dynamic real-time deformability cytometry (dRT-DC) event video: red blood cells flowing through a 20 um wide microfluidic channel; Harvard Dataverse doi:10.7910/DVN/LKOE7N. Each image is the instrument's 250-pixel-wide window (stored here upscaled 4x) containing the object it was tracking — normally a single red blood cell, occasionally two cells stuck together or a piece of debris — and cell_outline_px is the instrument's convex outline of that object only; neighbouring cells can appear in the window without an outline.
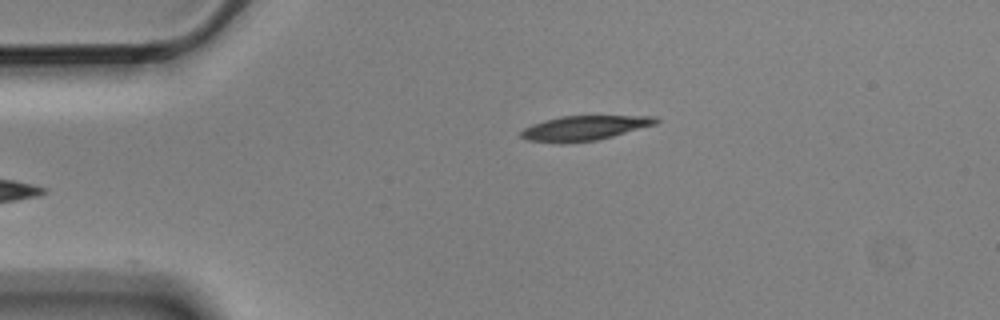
{"species": "Egyptian fruit bat (a non-hibernating species)", "species_latin": "Rousettus aegyptiacus", "temperature_condition": "cold", "stored_images_in_passage": 4, "camera_frame_rate_fps": 3000, "um_per_image_px": 0.085, "animal": {"sex": "male"}, "frame": {"image": 1, "passage_image": 4, "time_ms": 1.0, "image_size_px": [1000, 320], "cell_outline_px": [[660, 120], [656, 124], [612, 136], [596, 140], [564, 144], [560, 144], [528, 140], [520, 136], [520, 132], [524, 128], [532, 124], [544, 120], [560, 116], [656, 116]], "centroid_in_image_um": [49.63, 10.89], "position_along_channel_um": 35.4, "area_um2": 19.48}}